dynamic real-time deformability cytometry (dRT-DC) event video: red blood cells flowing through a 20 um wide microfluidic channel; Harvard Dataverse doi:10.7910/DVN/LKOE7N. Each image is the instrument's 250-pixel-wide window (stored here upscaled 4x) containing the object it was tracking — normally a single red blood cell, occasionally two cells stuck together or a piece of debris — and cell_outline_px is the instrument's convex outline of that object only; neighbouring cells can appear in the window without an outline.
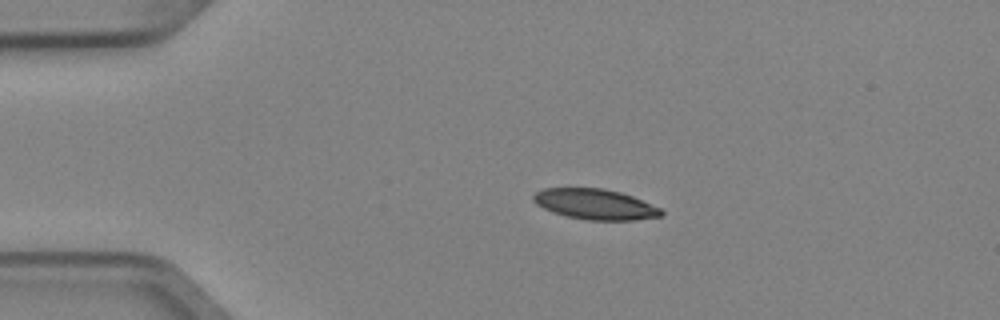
{"species": "Egyptian fruit bat (a non-hibernating species)", "species_latin": "Rousettus aegyptiacus", "temperature_condition": "cold", "stored_images_in_passage": 3, "camera_frame_rate_fps": 3000, "um_per_image_px": 0.085, "animal": {"sex": "female"}, "frame": {"image": 1, "passage_image": 2, "time_ms": 0.333, "image_size_px": [1000, 320], "cell_outline_px": [[664, 212], [660, 216], [636, 220], [588, 220], [564, 216], [544, 208], [536, 204], [532, 200], [532, 196], [536, 192], [544, 188], [604, 188], [620, 192], [632, 196], [660, 208]], "centroid_in_image_um": [50.56, 17.36], "position_along_channel_um": 34.4, "area_um2": 22.66}}